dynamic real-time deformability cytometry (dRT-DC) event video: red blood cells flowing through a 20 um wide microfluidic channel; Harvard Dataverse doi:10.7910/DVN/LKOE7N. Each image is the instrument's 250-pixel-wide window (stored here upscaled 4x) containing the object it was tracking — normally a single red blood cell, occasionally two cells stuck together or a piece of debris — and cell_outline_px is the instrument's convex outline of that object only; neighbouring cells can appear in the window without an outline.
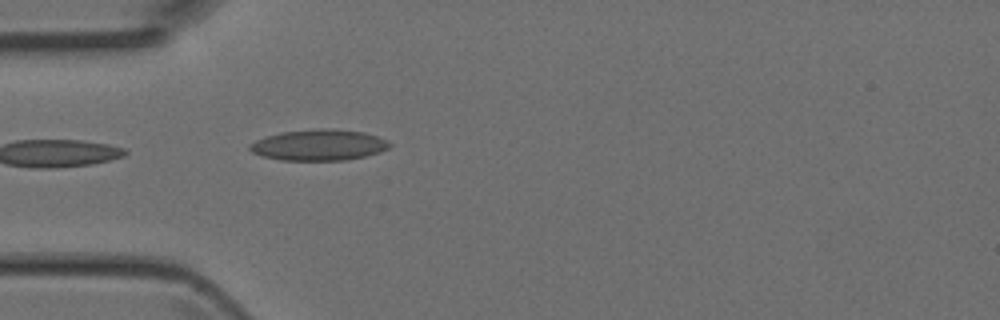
{"species": "Egyptian fruit bat (a non-hibernating species)", "species_latin": "Rousettus aegyptiacus", "temperature_condition": "room temperature", "stored_images_in_passage": 2, "camera_frame_rate_fps": 3000, "um_per_image_px": 0.085, "animal": {"sex": "female"}, "frame": {"image": 1, "passage_image": 2, "time_ms": 0.333, "image_size_px": [1000, 320], "cell_outline_px": [[392, 144], [388, 148], [380, 152], [364, 156], [344, 160], [280, 160], [264, 156], [252, 152], [248, 148], [248, 144], [256, 140], [268, 136], [284, 132], [320, 128], [332, 128], [364, 132], [388, 140]], "centroid_in_image_um": [27.12, 12.32], "position_along_channel_um": 57.9, "area_um2": 25.14}}